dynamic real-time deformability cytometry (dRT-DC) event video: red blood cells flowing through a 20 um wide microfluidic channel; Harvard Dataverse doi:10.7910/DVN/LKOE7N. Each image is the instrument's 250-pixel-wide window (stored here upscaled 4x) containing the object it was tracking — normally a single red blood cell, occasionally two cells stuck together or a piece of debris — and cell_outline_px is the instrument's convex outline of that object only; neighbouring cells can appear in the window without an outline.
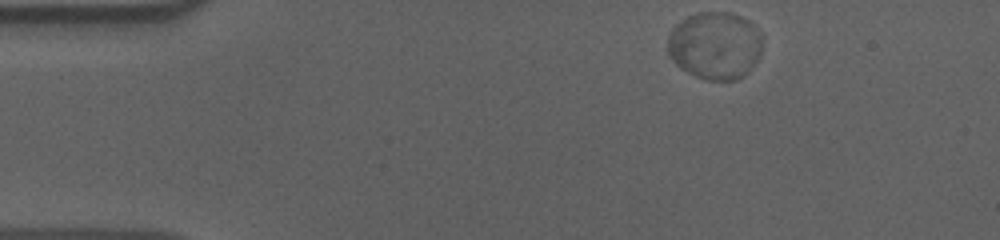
{"species": "human", "species_latin": "Homo sapiens", "temperature_condition": "cold", "stored_images_in_passage": 50, "camera_frame_rate_fps": 3000, "um_per_image_px": 0.085, "donor": {"sex": "male"}, "frame": {"image": 1, "passage_image": 1, "time_ms": 0.0, "image_size_px": [1000, 240], "cell_outline_px": [[760, 52], [756, 60], [744, 76], [736, 80], [704, 80], [680, 68], [668, 56], [668, 36], [672, 28], [680, 20], [696, 12], [732, 12], [756, 24], [760, 32]], "centroid_in_image_um": [60.75, 3.85], "position_along_channel_um": 24.2, "area_um2": 37.51}}
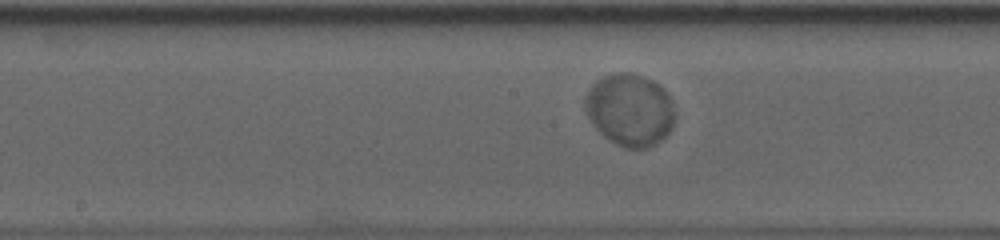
{"frame": {"image": 2, "passage_image": 22, "time_ms": 7.0, "image_size_px": [1000, 240], "cell_outline_px": [[676, 116], [672, 128], [660, 140], [648, 148], [624, 148], [616, 144], [604, 136], [596, 128], [588, 116], [584, 104], [584, 96], [588, 88], [596, 80], [604, 76], [620, 72], [628, 72], [652, 80], [664, 88], [672, 100], [676, 112]], "centroid_in_image_um": [53.55, 9.33], "position_along_channel_um": 194.7, "area_um2": 38.03}}
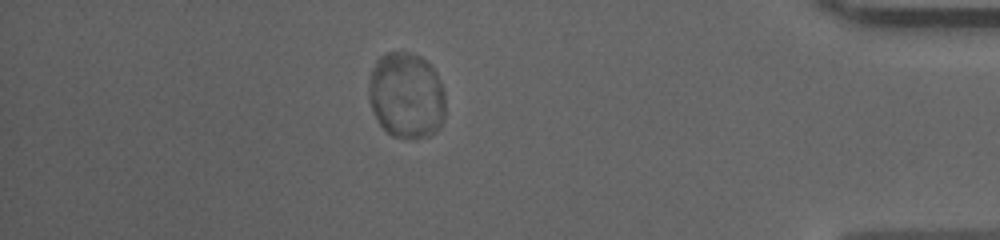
{"frame": {"image": 3, "passage_image": 43, "time_ms": 14.0, "image_size_px": [1000, 240], "cell_outline_px": [[444, 116], [440, 128], [432, 136], [412, 140], [392, 136], [380, 124], [368, 100], [368, 84], [372, 68], [376, 60], [380, 56], [388, 52], [412, 52], [420, 56], [436, 72], [440, 80], [444, 92]], "centroid_in_image_um": [34.54, 8.13], "position_along_channel_um": 400.7, "area_um2": 38.96}, "authors_computed_cell_mechanics": {"area_um2": 37.57, "velocity_mm_per_s": 3.5005, "shape_relaxation_time_tau1_ms": 1.8973, "shape_relaxation_time_tau2_ms": null, "deformation_change_tau1": 0.0196, "deformation_change_tau2": null}}